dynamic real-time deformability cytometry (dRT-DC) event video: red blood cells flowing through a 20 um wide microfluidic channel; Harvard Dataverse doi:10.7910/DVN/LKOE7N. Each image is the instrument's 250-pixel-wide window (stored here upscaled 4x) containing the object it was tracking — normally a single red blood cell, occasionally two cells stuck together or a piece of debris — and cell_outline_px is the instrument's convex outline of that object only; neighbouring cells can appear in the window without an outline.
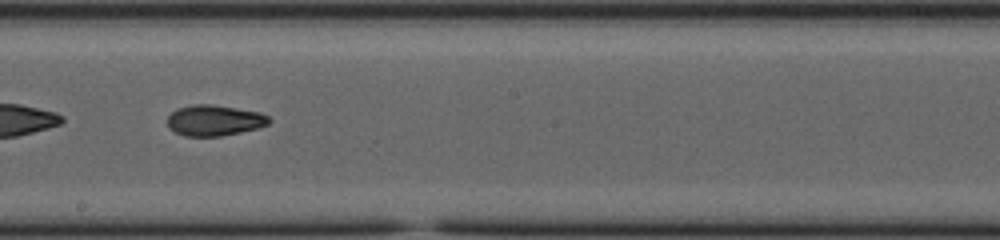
{"species": "common noctule bat (a hibernating species)", "species_latin": "Nyctalus noctula", "temperature_condition": "cold", "stored_images_in_passage": 43, "camera_frame_rate_fps": 3000, "um_per_image_px": 0.085, "animal": {"sex": "female", "body_mass_g": 23.0, "forearm_length_mm": 53.4}, "frame": {"image": 1, "passage_image": 19, "time_ms": 6.0, "image_size_px": [1000, 240], "cell_outline_px": [[272, 120], [268, 124], [256, 128], [240, 132], [220, 136], [184, 136], [168, 128], [168, 116], [176, 108], [192, 104], [212, 104], [260, 112], [268, 116]], "centroid_in_image_um": [18.2, 10.22], "position_along_channel_um": 230.0, "area_um2": 18.26}, "authors_computed_cell_mechanics": {"area_um2": 18.3804, "velocity_mm_per_s": 3.6982, "shape_relaxation_time_tau1_ms": 5.5688, "shape_relaxation_time_tau2_ms": 2.9432, "deformation_change_tau1": 0.1847, "deformation_change_tau2": 0.0818}}